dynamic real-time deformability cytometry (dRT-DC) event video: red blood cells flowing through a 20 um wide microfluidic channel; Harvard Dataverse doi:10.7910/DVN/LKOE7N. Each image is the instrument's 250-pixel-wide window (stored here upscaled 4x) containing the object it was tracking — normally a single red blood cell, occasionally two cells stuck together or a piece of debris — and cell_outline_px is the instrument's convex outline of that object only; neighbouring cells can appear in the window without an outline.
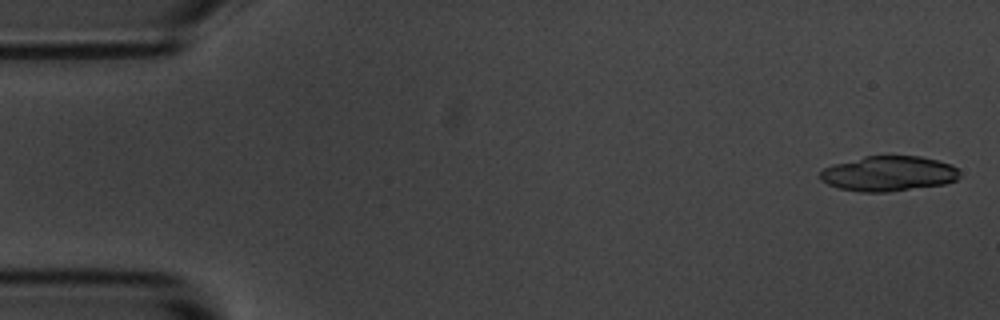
{"species": "common noctule bat (a hibernating species)", "species_latin": "Nyctalus noctula", "temperature_condition": "room temperature", "stored_images_in_passage": 8, "camera_frame_rate_fps": 3000, "um_per_image_px": 0.085, "animal": {"sex": "male", "body_mass_g": 20.1, "forearm_length_mm": 53.5}, "frame": {"image": 1, "passage_image": 1, "time_ms": 0.0, "image_size_px": [1000, 320], "cell_outline_px": [[960, 176], [956, 180], [944, 184], [888, 192], [860, 192], [840, 188], [828, 184], [820, 180], [820, 172], [824, 168], [832, 164], [864, 156], [920, 156], [940, 160], [952, 164], [960, 172]], "centroid_in_image_um": [75.54, 14.75], "position_along_channel_um": 9.5, "area_um2": 28.73}}
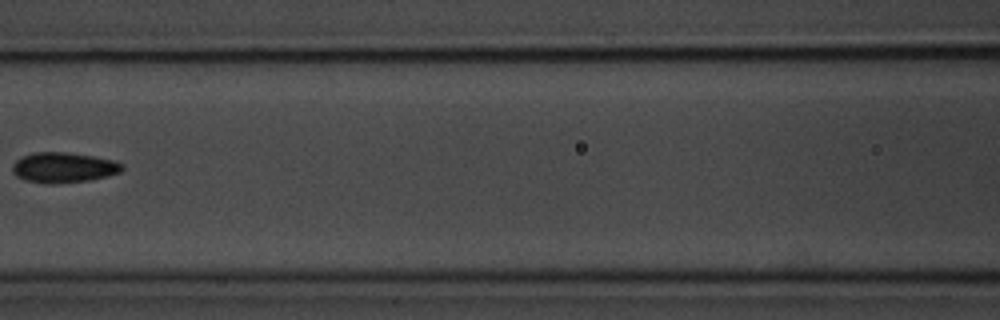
{"frame": {"image": 2, "passage_image": 7, "time_ms": 7.667, "image_size_px": [1000, 320], "cell_outline_px": [[124, 168], [120, 172], [108, 176], [88, 180], [52, 184], [48, 184], [28, 180], [16, 176], [12, 172], [12, 164], [16, 160], [24, 156], [36, 152], [64, 152], [92, 156], [112, 160], [124, 164]], "centroid_in_image_um": [5.41, 14.24], "position_along_channel_um": 161.2, "area_um2": 19.19}}
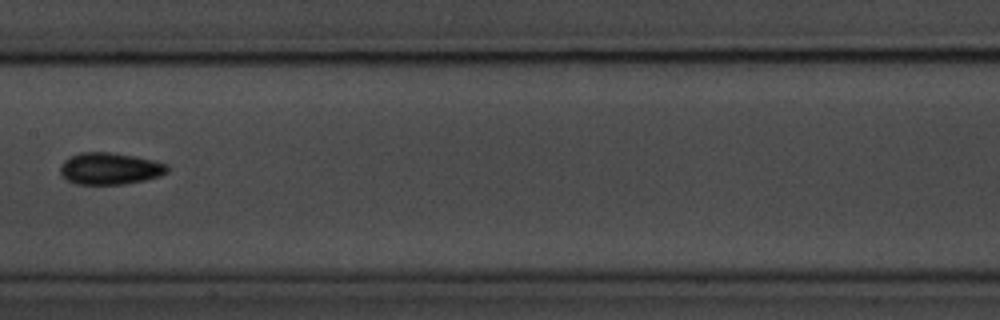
{"frame": {"image": 3, "passage_image": 8, "time_ms": 8.667, "image_size_px": [1000, 320], "cell_outline_px": [[168, 172], [160, 176], [144, 180], [124, 184], [76, 184], [60, 176], [60, 164], [68, 156], [80, 152], [108, 152], [132, 156], [152, 160], [168, 164]], "centroid_in_image_um": [9.3, 14.33], "position_along_channel_um": 198.1, "area_um2": 19.94}}